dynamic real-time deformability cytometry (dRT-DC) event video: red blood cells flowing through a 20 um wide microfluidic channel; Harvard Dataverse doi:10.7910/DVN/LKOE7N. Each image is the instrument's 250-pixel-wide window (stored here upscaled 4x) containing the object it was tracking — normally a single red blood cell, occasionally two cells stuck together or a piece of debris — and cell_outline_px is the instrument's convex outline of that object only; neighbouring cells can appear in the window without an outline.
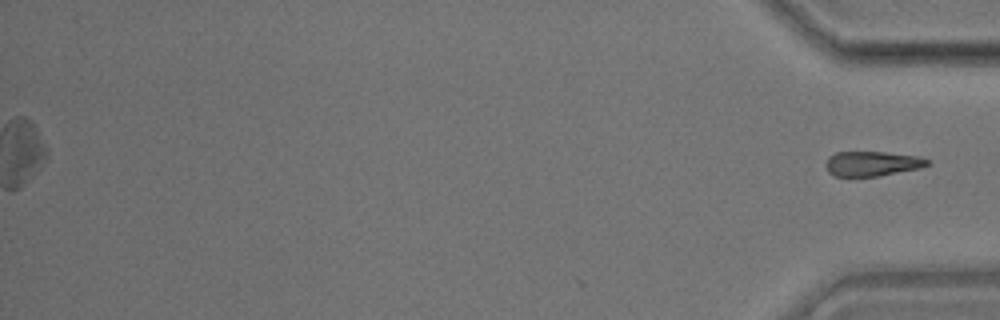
{"species": "common noctule bat (a hibernating species)", "species_latin": "Nyctalus noctula", "temperature_condition": "room temperature", "stored_images_in_passage": 29, "segment_of_instrument_passage": [2, 2], "camera_frame_rate_fps": 3000, "um_per_image_px": 0.085, "animal": {"sex": "male", "body_mass_g": 17.9}, "frame": {"image": 1, "passage_image": 29, "time_ms": 9.333, "image_size_px": [1000, 320], "cell_outline_px": [[932, 164], [920, 168], [880, 176], [832, 176], [828, 172], [824, 164], [828, 156], [836, 152], [884, 152], [920, 156], [932, 160]], "centroid_in_image_um": [74.16, 13.91], "position_along_channel_um": 361.0, "area_um2": 15.03}}